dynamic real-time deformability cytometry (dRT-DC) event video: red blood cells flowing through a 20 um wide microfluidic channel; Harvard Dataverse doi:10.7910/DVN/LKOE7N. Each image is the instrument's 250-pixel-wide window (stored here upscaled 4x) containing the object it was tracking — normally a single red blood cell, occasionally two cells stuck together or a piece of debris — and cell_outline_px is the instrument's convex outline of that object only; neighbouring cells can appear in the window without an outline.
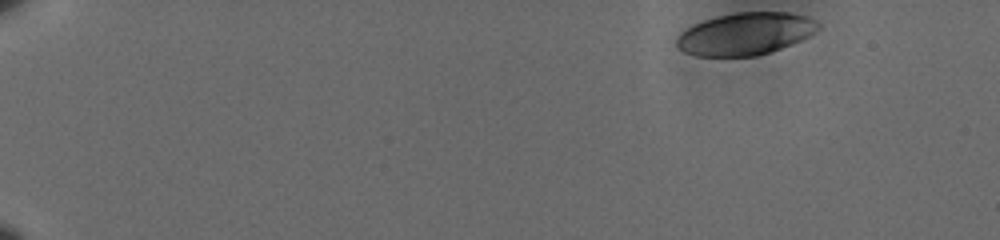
{"species": "human", "species_latin": "Homo sapiens", "temperature_condition": "cold", "stored_images_in_passage": 54, "camera_frame_rate_fps": 3000, "um_per_image_px": 0.085, "donor": {"sex": "male"}, "frame": {"image": 1, "passage_image": 1, "time_ms": 0.0, "image_size_px": [1000, 240], "cell_outline_px": [[820, 28], [808, 36], [792, 44], [756, 56], [696, 56], [684, 52], [676, 44], [676, 36], [680, 32], [704, 20], [716, 16], [736, 12], [788, 12], [804, 16], [820, 24]], "centroid_in_image_um": [63.33, 2.87], "position_along_channel_um": 21.7, "area_um2": 34.62}}
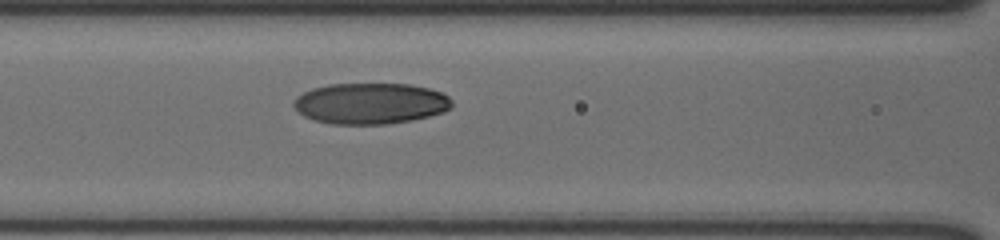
{"frame": {"image": 2, "passage_image": 23, "time_ms": 7.333, "image_size_px": [1000, 240], "cell_outline_px": [[452, 108], [444, 112], [412, 120], [384, 124], [332, 124], [316, 120], [304, 116], [292, 104], [292, 100], [296, 96], [312, 88], [328, 84], [408, 84], [428, 88], [440, 92], [448, 96], [452, 100]], "centroid_in_image_um": [31.49, 8.79], "position_along_channel_um": 135.1, "area_um2": 37.86}}
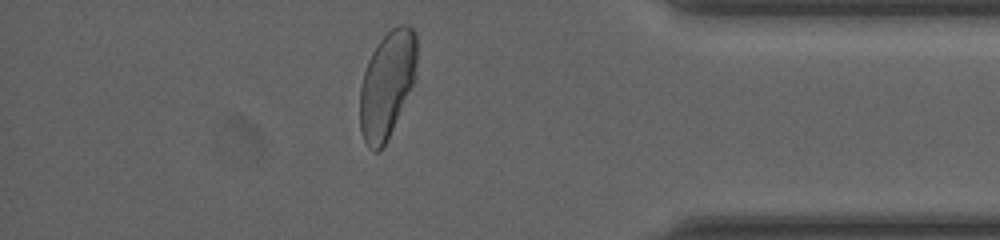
{"frame": {"image": 3, "passage_image": 47, "time_ms": 15.333, "image_size_px": [1000, 240], "cell_outline_px": [[416, 80], [384, 144], [376, 152], [372, 152], [368, 148], [364, 140], [360, 128], [360, 88], [364, 72], [368, 60], [376, 44], [392, 28], [400, 24], [408, 24], [416, 32]], "centroid_in_image_um": [32.9, 7.15], "position_along_channel_um": 402.3, "area_um2": 35.32}, "authors_computed_cell_mechanics": {"area_um2": 36.9631, "velocity_mm_per_s": 3.5968, "shape_relaxation_time_tau1_ms": 5.3627, "shape_relaxation_time_tau2_ms": 1.6755, "deformation_change_tau1": 0.1783, "deformation_change_tau2": 0.0299}}